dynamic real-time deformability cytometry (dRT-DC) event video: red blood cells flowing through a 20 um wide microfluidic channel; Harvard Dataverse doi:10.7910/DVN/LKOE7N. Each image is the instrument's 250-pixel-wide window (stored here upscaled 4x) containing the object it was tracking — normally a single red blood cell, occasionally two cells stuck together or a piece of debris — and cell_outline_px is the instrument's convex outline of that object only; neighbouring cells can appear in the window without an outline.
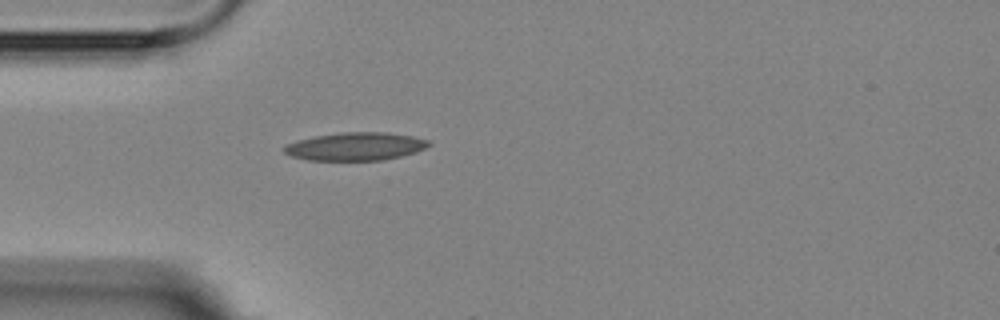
{"species": "Egyptian fruit bat (a non-hibernating species)", "species_latin": "Rousettus aegyptiacus", "temperature_condition": "room temperature", "stored_images_in_passage": 6, "camera_frame_rate_fps": 3000, "um_per_image_px": 0.085, "animal": {"sex": "female"}, "frame": {"image": 1, "passage_image": 5, "time_ms": 4.667, "image_size_px": [1000, 320], "cell_outline_px": [[432, 144], [416, 152], [384, 160], [308, 160], [292, 156], [284, 152], [284, 148], [288, 144], [296, 140], [316, 136], [340, 132], [388, 132], [412, 136], [428, 140]], "centroid_in_image_um": [30.24, 12.44], "position_along_channel_um": 54.8, "area_um2": 23.52}}